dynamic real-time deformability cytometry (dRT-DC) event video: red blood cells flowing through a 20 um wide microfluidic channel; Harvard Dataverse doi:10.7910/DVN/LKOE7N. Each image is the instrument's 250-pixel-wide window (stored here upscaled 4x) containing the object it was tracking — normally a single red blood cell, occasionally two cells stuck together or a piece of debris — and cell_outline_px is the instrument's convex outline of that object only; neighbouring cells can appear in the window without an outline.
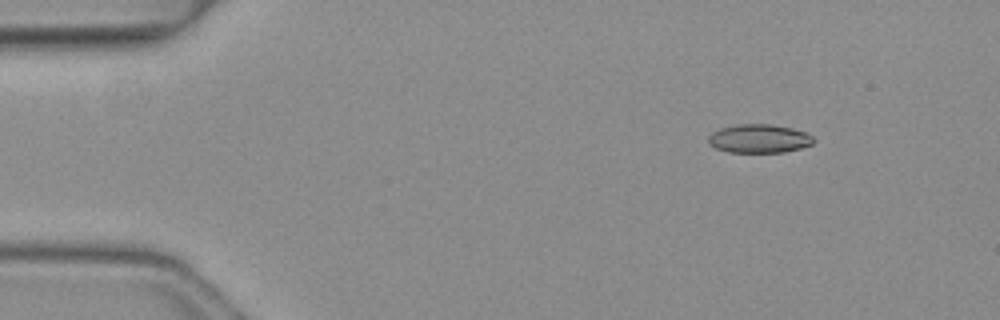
{"species": "common noctule bat (a hibernating species)", "species_latin": "Nyctalus noctula", "temperature_condition": "warm", "stored_images_in_passage": 4, "camera_frame_rate_fps": 3000, "um_per_image_px": 0.085, "animal": {"sex": "female", "body_mass_g": 19.3, "forearm_length_mm": 54.1}, "frame": {"image": 1, "passage_image": 2, "time_ms": 0.333, "image_size_px": [1000, 320], "cell_outline_px": [[816, 140], [812, 144], [800, 148], [784, 152], [728, 152], [716, 148], [708, 144], [708, 136], [712, 132], [720, 128], [736, 124], [768, 124], [792, 128], [804, 132], [812, 136]], "centroid_in_image_um": [64.5, 11.78], "position_along_channel_um": 20.5, "area_um2": 17.57}}
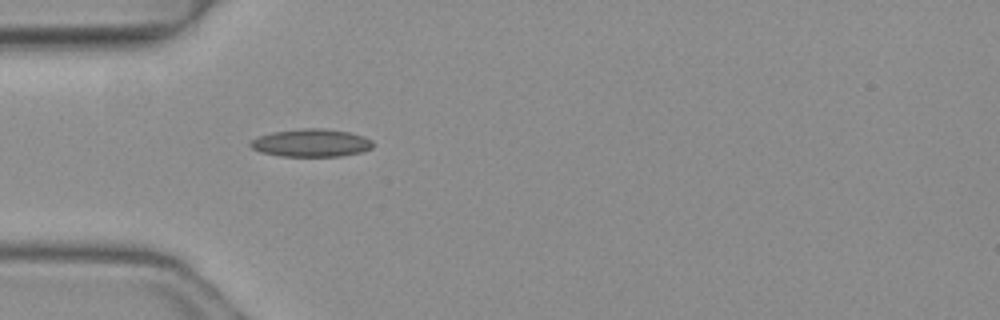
{"frame": {"image": 2, "passage_image": 4, "time_ms": 1.0, "image_size_px": [1000, 320], "cell_outline_px": [[372, 148], [360, 152], [340, 156], [280, 156], [260, 152], [252, 148], [248, 144], [256, 136], [272, 132], [304, 128], [320, 128], [348, 132], [364, 136], [372, 140]], "centroid_in_image_um": [26.41, 12.14], "position_along_channel_um": 58.6, "area_um2": 19.83}}